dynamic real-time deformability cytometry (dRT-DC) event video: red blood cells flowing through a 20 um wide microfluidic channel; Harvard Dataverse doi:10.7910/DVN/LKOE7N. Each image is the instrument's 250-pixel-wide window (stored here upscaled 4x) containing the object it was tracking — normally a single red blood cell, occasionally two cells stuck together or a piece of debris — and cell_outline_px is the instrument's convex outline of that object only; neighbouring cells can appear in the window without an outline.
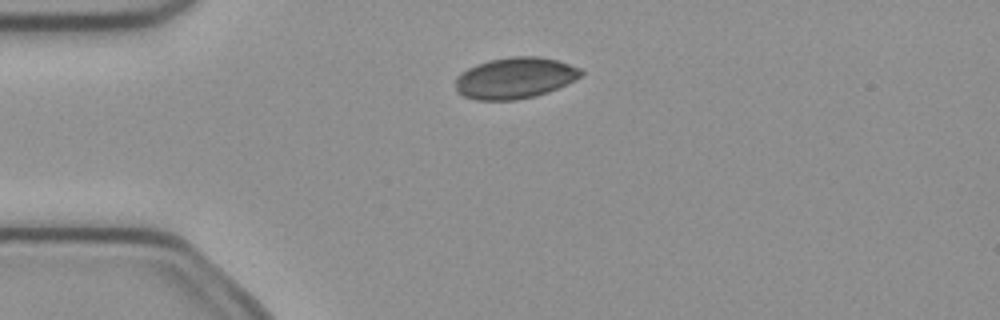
{"species": "common noctule bat (a hibernating species)", "species_latin": "Nyctalus noctula", "temperature_condition": "cold", "stored_images_in_passage": 4, "camera_frame_rate_fps": 3000, "um_per_image_px": 0.085, "animal": {"sex": "female", "body_mass_g": 21.9}, "frame": {"image": 1, "passage_image": 3, "time_ms": 0.667, "image_size_px": [1000, 320], "cell_outline_px": [[584, 72], [576, 80], [548, 92], [536, 96], [516, 100], [476, 100], [464, 96], [456, 92], [456, 76], [460, 72], [476, 64], [488, 60], [512, 56], [540, 56], [556, 60], [580, 68]], "centroid_in_image_um": [43.75, 6.63], "position_along_channel_um": 41.2, "area_um2": 30.35}}